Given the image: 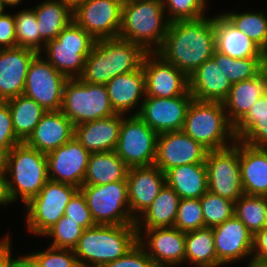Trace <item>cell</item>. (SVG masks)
Wrapping results in <instances>:
<instances>
[{
	"label": "cell",
	"instance_id": "cell-1",
	"mask_svg": "<svg viewBox=\"0 0 267 267\" xmlns=\"http://www.w3.org/2000/svg\"><path fill=\"white\" fill-rule=\"evenodd\" d=\"M215 45L214 17L169 23L163 45L156 52L188 77L212 58Z\"/></svg>",
	"mask_w": 267,
	"mask_h": 267
},
{
	"label": "cell",
	"instance_id": "cell-2",
	"mask_svg": "<svg viewBox=\"0 0 267 267\" xmlns=\"http://www.w3.org/2000/svg\"><path fill=\"white\" fill-rule=\"evenodd\" d=\"M146 54L140 45L119 37L96 40L79 79L106 85L118 75L139 69Z\"/></svg>",
	"mask_w": 267,
	"mask_h": 267
},
{
	"label": "cell",
	"instance_id": "cell-3",
	"mask_svg": "<svg viewBox=\"0 0 267 267\" xmlns=\"http://www.w3.org/2000/svg\"><path fill=\"white\" fill-rule=\"evenodd\" d=\"M137 242L135 224L95 225L84 229L73 251L79 265L103 267L124 256Z\"/></svg>",
	"mask_w": 267,
	"mask_h": 267
},
{
	"label": "cell",
	"instance_id": "cell-4",
	"mask_svg": "<svg viewBox=\"0 0 267 267\" xmlns=\"http://www.w3.org/2000/svg\"><path fill=\"white\" fill-rule=\"evenodd\" d=\"M169 23L161 0L123 2L118 37L140 45L147 53L157 52Z\"/></svg>",
	"mask_w": 267,
	"mask_h": 267
},
{
	"label": "cell",
	"instance_id": "cell-5",
	"mask_svg": "<svg viewBox=\"0 0 267 267\" xmlns=\"http://www.w3.org/2000/svg\"><path fill=\"white\" fill-rule=\"evenodd\" d=\"M6 175L12 202L25 206L49 180L47 156L21 142L9 151Z\"/></svg>",
	"mask_w": 267,
	"mask_h": 267
},
{
	"label": "cell",
	"instance_id": "cell-6",
	"mask_svg": "<svg viewBox=\"0 0 267 267\" xmlns=\"http://www.w3.org/2000/svg\"><path fill=\"white\" fill-rule=\"evenodd\" d=\"M183 131L208 151L230 147L237 140L222 102L193 99L186 113Z\"/></svg>",
	"mask_w": 267,
	"mask_h": 267
},
{
	"label": "cell",
	"instance_id": "cell-7",
	"mask_svg": "<svg viewBox=\"0 0 267 267\" xmlns=\"http://www.w3.org/2000/svg\"><path fill=\"white\" fill-rule=\"evenodd\" d=\"M95 41L72 20L39 54L68 79L79 78Z\"/></svg>",
	"mask_w": 267,
	"mask_h": 267
},
{
	"label": "cell",
	"instance_id": "cell-8",
	"mask_svg": "<svg viewBox=\"0 0 267 267\" xmlns=\"http://www.w3.org/2000/svg\"><path fill=\"white\" fill-rule=\"evenodd\" d=\"M61 111L74 127L116 114L105 85L89 84L79 78L64 83Z\"/></svg>",
	"mask_w": 267,
	"mask_h": 267
},
{
	"label": "cell",
	"instance_id": "cell-9",
	"mask_svg": "<svg viewBox=\"0 0 267 267\" xmlns=\"http://www.w3.org/2000/svg\"><path fill=\"white\" fill-rule=\"evenodd\" d=\"M91 217L96 225L135 224L130 213L127 181L105 185H82Z\"/></svg>",
	"mask_w": 267,
	"mask_h": 267
},
{
	"label": "cell",
	"instance_id": "cell-10",
	"mask_svg": "<svg viewBox=\"0 0 267 267\" xmlns=\"http://www.w3.org/2000/svg\"><path fill=\"white\" fill-rule=\"evenodd\" d=\"M79 188L48 180L24 207L25 225L31 235L42 236L64 216L67 204Z\"/></svg>",
	"mask_w": 267,
	"mask_h": 267
},
{
	"label": "cell",
	"instance_id": "cell-11",
	"mask_svg": "<svg viewBox=\"0 0 267 267\" xmlns=\"http://www.w3.org/2000/svg\"><path fill=\"white\" fill-rule=\"evenodd\" d=\"M157 138L158 133L138 115H123L114 151L128 168L153 166L157 155Z\"/></svg>",
	"mask_w": 267,
	"mask_h": 267
},
{
	"label": "cell",
	"instance_id": "cell-12",
	"mask_svg": "<svg viewBox=\"0 0 267 267\" xmlns=\"http://www.w3.org/2000/svg\"><path fill=\"white\" fill-rule=\"evenodd\" d=\"M208 190L233 202L244 195L239 163V140L230 147L208 151Z\"/></svg>",
	"mask_w": 267,
	"mask_h": 267
},
{
	"label": "cell",
	"instance_id": "cell-13",
	"mask_svg": "<svg viewBox=\"0 0 267 267\" xmlns=\"http://www.w3.org/2000/svg\"><path fill=\"white\" fill-rule=\"evenodd\" d=\"M68 78L38 54L28 68L23 94L46 111H60Z\"/></svg>",
	"mask_w": 267,
	"mask_h": 267
},
{
	"label": "cell",
	"instance_id": "cell-14",
	"mask_svg": "<svg viewBox=\"0 0 267 267\" xmlns=\"http://www.w3.org/2000/svg\"><path fill=\"white\" fill-rule=\"evenodd\" d=\"M123 0H84L73 10V20L95 40L120 34Z\"/></svg>",
	"mask_w": 267,
	"mask_h": 267
},
{
	"label": "cell",
	"instance_id": "cell-15",
	"mask_svg": "<svg viewBox=\"0 0 267 267\" xmlns=\"http://www.w3.org/2000/svg\"><path fill=\"white\" fill-rule=\"evenodd\" d=\"M145 96L172 98L189 91V77L156 52L144 56Z\"/></svg>",
	"mask_w": 267,
	"mask_h": 267
},
{
	"label": "cell",
	"instance_id": "cell-16",
	"mask_svg": "<svg viewBox=\"0 0 267 267\" xmlns=\"http://www.w3.org/2000/svg\"><path fill=\"white\" fill-rule=\"evenodd\" d=\"M192 100L190 91L172 98L145 96L138 116L158 134L181 131Z\"/></svg>",
	"mask_w": 267,
	"mask_h": 267
},
{
	"label": "cell",
	"instance_id": "cell-17",
	"mask_svg": "<svg viewBox=\"0 0 267 267\" xmlns=\"http://www.w3.org/2000/svg\"><path fill=\"white\" fill-rule=\"evenodd\" d=\"M90 155L91 153L73 136L64 145L46 154L49 180L80 189L86 175Z\"/></svg>",
	"mask_w": 267,
	"mask_h": 267
},
{
	"label": "cell",
	"instance_id": "cell-18",
	"mask_svg": "<svg viewBox=\"0 0 267 267\" xmlns=\"http://www.w3.org/2000/svg\"><path fill=\"white\" fill-rule=\"evenodd\" d=\"M208 150L183 130L158 134L155 166L163 173L186 164L205 163Z\"/></svg>",
	"mask_w": 267,
	"mask_h": 267
},
{
	"label": "cell",
	"instance_id": "cell-19",
	"mask_svg": "<svg viewBox=\"0 0 267 267\" xmlns=\"http://www.w3.org/2000/svg\"><path fill=\"white\" fill-rule=\"evenodd\" d=\"M138 243L158 267H176L185 263V232L175 227L144 229Z\"/></svg>",
	"mask_w": 267,
	"mask_h": 267
},
{
	"label": "cell",
	"instance_id": "cell-20",
	"mask_svg": "<svg viewBox=\"0 0 267 267\" xmlns=\"http://www.w3.org/2000/svg\"><path fill=\"white\" fill-rule=\"evenodd\" d=\"M212 229L217 259L225 267L239 261H252L254 235L235 215Z\"/></svg>",
	"mask_w": 267,
	"mask_h": 267
},
{
	"label": "cell",
	"instance_id": "cell-21",
	"mask_svg": "<svg viewBox=\"0 0 267 267\" xmlns=\"http://www.w3.org/2000/svg\"><path fill=\"white\" fill-rule=\"evenodd\" d=\"M232 84L222 70V53L215 50L189 76V91L194 100L222 102L227 98Z\"/></svg>",
	"mask_w": 267,
	"mask_h": 267
},
{
	"label": "cell",
	"instance_id": "cell-22",
	"mask_svg": "<svg viewBox=\"0 0 267 267\" xmlns=\"http://www.w3.org/2000/svg\"><path fill=\"white\" fill-rule=\"evenodd\" d=\"M131 216L136 220L154 201L166 184V176L157 166L132 167L127 171Z\"/></svg>",
	"mask_w": 267,
	"mask_h": 267
},
{
	"label": "cell",
	"instance_id": "cell-23",
	"mask_svg": "<svg viewBox=\"0 0 267 267\" xmlns=\"http://www.w3.org/2000/svg\"><path fill=\"white\" fill-rule=\"evenodd\" d=\"M37 55L17 46L0 49V101L23 94L28 68Z\"/></svg>",
	"mask_w": 267,
	"mask_h": 267
},
{
	"label": "cell",
	"instance_id": "cell-24",
	"mask_svg": "<svg viewBox=\"0 0 267 267\" xmlns=\"http://www.w3.org/2000/svg\"><path fill=\"white\" fill-rule=\"evenodd\" d=\"M105 86L116 113L138 115L146 95L145 75L142 66L135 71L116 76Z\"/></svg>",
	"mask_w": 267,
	"mask_h": 267
},
{
	"label": "cell",
	"instance_id": "cell-25",
	"mask_svg": "<svg viewBox=\"0 0 267 267\" xmlns=\"http://www.w3.org/2000/svg\"><path fill=\"white\" fill-rule=\"evenodd\" d=\"M74 136L73 123L60 111H47L25 141L39 152H49L64 145Z\"/></svg>",
	"mask_w": 267,
	"mask_h": 267
},
{
	"label": "cell",
	"instance_id": "cell-26",
	"mask_svg": "<svg viewBox=\"0 0 267 267\" xmlns=\"http://www.w3.org/2000/svg\"><path fill=\"white\" fill-rule=\"evenodd\" d=\"M123 114L85 122L74 127V136L90 153L114 151Z\"/></svg>",
	"mask_w": 267,
	"mask_h": 267
},
{
	"label": "cell",
	"instance_id": "cell-27",
	"mask_svg": "<svg viewBox=\"0 0 267 267\" xmlns=\"http://www.w3.org/2000/svg\"><path fill=\"white\" fill-rule=\"evenodd\" d=\"M213 16L217 51L234 59L267 57L255 42L238 30L221 12Z\"/></svg>",
	"mask_w": 267,
	"mask_h": 267
},
{
	"label": "cell",
	"instance_id": "cell-28",
	"mask_svg": "<svg viewBox=\"0 0 267 267\" xmlns=\"http://www.w3.org/2000/svg\"><path fill=\"white\" fill-rule=\"evenodd\" d=\"M239 163L244 194L267 197V148L239 141Z\"/></svg>",
	"mask_w": 267,
	"mask_h": 267
},
{
	"label": "cell",
	"instance_id": "cell-29",
	"mask_svg": "<svg viewBox=\"0 0 267 267\" xmlns=\"http://www.w3.org/2000/svg\"><path fill=\"white\" fill-rule=\"evenodd\" d=\"M266 92L267 67L253 79L232 84L227 98L223 101L230 123L235 126Z\"/></svg>",
	"mask_w": 267,
	"mask_h": 267
},
{
	"label": "cell",
	"instance_id": "cell-30",
	"mask_svg": "<svg viewBox=\"0 0 267 267\" xmlns=\"http://www.w3.org/2000/svg\"><path fill=\"white\" fill-rule=\"evenodd\" d=\"M179 201V195L165 184L151 205L136 219L137 234L149 228L174 227Z\"/></svg>",
	"mask_w": 267,
	"mask_h": 267
},
{
	"label": "cell",
	"instance_id": "cell-31",
	"mask_svg": "<svg viewBox=\"0 0 267 267\" xmlns=\"http://www.w3.org/2000/svg\"><path fill=\"white\" fill-rule=\"evenodd\" d=\"M166 184L180 199H198L208 191L205 163L186 164L173 167L166 173Z\"/></svg>",
	"mask_w": 267,
	"mask_h": 267
},
{
	"label": "cell",
	"instance_id": "cell-32",
	"mask_svg": "<svg viewBox=\"0 0 267 267\" xmlns=\"http://www.w3.org/2000/svg\"><path fill=\"white\" fill-rule=\"evenodd\" d=\"M31 8L37 17L42 51L45 43L55 39L73 20V10L60 0L40 1Z\"/></svg>",
	"mask_w": 267,
	"mask_h": 267
},
{
	"label": "cell",
	"instance_id": "cell-33",
	"mask_svg": "<svg viewBox=\"0 0 267 267\" xmlns=\"http://www.w3.org/2000/svg\"><path fill=\"white\" fill-rule=\"evenodd\" d=\"M128 167L115 151L91 153L83 185L127 181Z\"/></svg>",
	"mask_w": 267,
	"mask_h": 267
},
{
	"label": "cell",
	"instance_id": "cell-34",
	"mask_svg": "<svg viewBox=\"0 0 267 267\" xmlns=\"http://www.w3.org/2000/svg\"><path fill=\"white\" fill-rule=\"evenodd\" d=\"M185 263L195 267H224L216 256L212 228L185 232Z\"/></svg>",
	"mask_w": 267,
	"mask_h": 267
},
{
	"label": "cell",
	"instance_id": "cell-35",
	"mask_svg": "<svg viewBox=\"0 0 267 267\" xmlns=\"http://www.w3.org/2000/svg\"><path fill=\"white\" fill-rule=\"evenodd\" d=\"M6 101L11 112L14 133L21 142H25L47 111L24 94Z\"/></svg>",
	"mask_w": 267,
	"mask_h": 267
},
{
	"label": "cell",
	"instance_id": "cell-36",
	"mask_svg": "<svg viewBox=\"0 0 267 267\" xmlns=\"http://www.w3.org/2000/svg\"><path fill=\"white\" fill-rule=\"evenodd\" d=\"M261 11L247 10L241 13L230 10L221 13L267 54V13Z\"/></svg>",
	"mask_w": 267,
	"mask_h": 267
},
{
	"label": "cell",
	"instance_id": "cell-37",
	"mask_svg": "<svg viewBox=\"0 0 267 267\" xmlns=\"http://www.w3.org/2000/svg\"><path fill=\"white\" fill-rule=\"evenodd\" d=\"M234 215L255 235L267 225V197L242 195L235 202Z\"/></svg>",
	"mask_w": 267,
	"mask_h": 267
},
{
	"label": "cell",
	"instance_id": "cell-38",
	"mask_svg": "<svg viewBox=\"0 0 267 267\" xmlns=\"http://www.w3.org/2000/svg\"><path fill=\"white\" fill-rule=\"evenodd\" d=\"M16 13V14H15ZM14 13L16 46L41 52V36L35 11L25 8Z\"/></svg>",
	"mask_w": 267,
	"mask_h": 267
},
{
	"label": "cell",
	"instance_id": "cell-39",
	"mask_svg": "<svg viewBox=\"0 0 267 267\" xmlns=\"http://www.w3.org/2000/svg\"><path fill=\"white\" fill-rule=\"evenodd\" d=\"M267 67V57L234 59L222 54V70L231 84L253 79Z\"/></svg>",
	"mask_w": 267,
	"mask_h": 267
},
{
	"label": "cell",
	"instance_id": "cell-40",
	"mask_svg": "<svg viewBox=\"0 0 267 267\" xmlns=\"http://www.w3.org/2000/svg\"><path fill=\"white\" fill-rule=\"evenodd\" d=\"M235 138L247 145L267 148V114L244 116L234 126Z\"/></svg>",
	"mask_w": 267,
	"mask_h": 267
},
{
	"label": "cell",
	"instance_id": "cell-41",
	"mask_svg": "<svg viewBox=\"0 0 267 267\" xmlns=\"http://www.w3.org/2000/svg\"><path fill=\"white\" fill-rule=\"evenodd\" d=\"M205 227L213 228L234 216L235 202L207 191L200 197Z\"/></svg>",
	"mask_w": 267,
	"mask_h": 267
},
{
	"label": "cell",
	"instance_id": "cell-42",
	"mask_svg": "<svg viewBox=\"0 0 267 267\" xmlns=\"http://www.w3.org/2000/svg\"><path fill=\"white\" fill-rule=\"evenodd\" d=\"M83 231L84 228L77 222L69 220V217L63 216L42 237L52 238V241L48 244L51 247L73 250L78 244Z\"/></svg>",
	"mask_w": 267,
	"mask_h": 267
},
{
	"label": "cell",
	"instance_id": "cell-43",
	"mask_svg": "<svg viewBox=\"0 0 267 267\" xmlns=\"http://www.w3.org/2000/svg\"><path fill=\"white\" fill-rule=\"evenodd\" d=\"M169 22L206 16L207 0H161Z\"/></svg>",
	"mask_w": 267,
	"mask_h": 267
},
{
	"label": "cell",
	"instance_id": "cell-44",
	"mask_svg": "<svg viewBox=\"0 0 267 267\" xmlns=\"http://www.w3.org/2000/svg\"><path fill=\"white\" fill-rule=\"evenodd\" d=\"M174 227L182 232L205 227L200 198L180 199Z\"/></svg>",
	"mask_w": 267,
	"mask_h": 267
},
{
	"label": "cell",
	"instance_id": "cell-45",
	"mask_svg": "<svg viewBox=\"0 0 267 267\" xmlns=\"http://www.w3.org/2000/svg\"><path fill=\"white\" fill-rule=\"evenodd\" d=\"M38 267H78V261L72 249H62L48 246L38 251L30 252Z\"/></svg>",
	"mask_w": 267,
	"mask_h": 267
},
{
	"label": "cell",
	"instance_id": "cell-46",
	"mask_svg": "<svg viewBox=\"0 0 267 267\" xmlns=\"http://www.w3.org/2000/svg\"><path fill=\"white\" fill-rule=\"evenodd\" d=\"M64 216L69 217V220L77 222L84 229L96 225L91 217L87 200L80 189L73 195L70 202L67 204Z\"/></svg>",
	"mask_w": 267,
	"mask_h": 267
},
{
	"label": "cell",
	"instance_id": "cell-47",
	"mask_svg": "<svg viewBox=\"0 0 267 267\" xmlns=\"http://www.w3.org/2000/svg\"><path fill=\"white\" fill-rule=\"evenodd\" d=\"M103 267H158L137 242L124 256Z\"/></svg>",
	"mask_w": 267,
	"mask_h": 267
},
{
	"label": "cell",
	"instance_id": "cell-48",
	"mask_svg": "<svg viewBox=\"0 0 267 267\" xmlns=\"http://www.w3.org/2000/svg\"><path fill=\"white\" fill-rule=\"evenodd\" d=\"M21 143L14 133L12 116L7 101H0V149H12Z\"/></svg>",
	"mask_w": 267,
	"mask_h": 267
},
{
	"label": "cell",
	"instance_id": "cell-49",
	"mask_svg": "<svg viewBox=\"0 0 267 267\" xmlns=\"http://www.w3.org/2000/svg\"><path fill=\"white\" fill-rule=\"evenodd\" d=\"M16 47L14 14L5 10L0 14V48Z\"/></svg>",
	"mask_w": 267,
	"mask_h": 267
},
{
	"label": "cell",
	"instance_id": "cell-50",
	"mask_svg": "<svg viewBox=\"0 0 267 267\" xmlns=\"http://www.w3.org/2000/svg\"><path fill=\"white\" fill-rule=\"evenodd\" d=\"M252 261L267 263V225L253 237Z\"/></svg>",
	"mask_w": 267,
	"mask_h": 267
},
{
	"label": "cell",
	"instance_id": "cell-51",
	"mask_svg": "<svg viewBox=\"0 0 267 267\" xmlns=\"http://www.w3.org/2000/svg\"><path fill=\"white\" fill-rule=\"evenodd\" d=\"M11 242L12 240L8 234V267H38L36 261L30 253L19 257L17 256V258L13 256Z\"/></svg>",
	"mask_w": 267,
	"mask_h": 267
},
{
	"label": "cell",
	"instance_id": "cell-52",
	"mask_svg": "<svg viewBox=\"0 0 267 267\" xmlns=\"http://www.w3.org/2000/svg\"><path fill=\"white\" fill-rule=\"evenodd\" d=\"M14 204L10 197L9 189H8V182H7V175L0 174V206L4 205L9 206Z\"/></svg>",
	"mask_w": 267,
	"mask_h": 267
},
{
	"label": "cell",
	"instance_id": "cell-53",
	"mask_svg": "<svg viewBox=\"0 0 267 267\" xmlns=\"http://www.w3.org/2000/svg\"><path fill=\"white\" fill-rule=\"evenodd\" d=\"M267 114V92L263 94L245 116L265 115Z\"/></svg>",
	"mask_w": 267,
	"mask_h": 267
},
{
	"label": "cell",
	"instance_id": "cell-54",
	"mask_svg": "<svg viewBox=\"0 0 267 267\" xmlns=\"http://www.w3.org/2000/svg\"><path fill=\"white\" fill-rule=\"evenodd\" d=\"M3 237L0 239V267H8V233Z\"/></svg>",
	"mask_w": 267,
	"mask_h": 267
},
{
	"label": "cell",
	"instance_id": "cell-55",
	"mask_svg": "<svg viewBox=\"0 0 267 267\" xmlns=\"http://www.w3.org/2000/svg\"><path fill=\"white\" fill-rule=\"evenodd\" d=\"M11 149H0V174H6L9 151Z\"/></svg>",
	"mask_w": 267,
	"mask_h": 267
},
{
	"label": "cell",
	"instance_id": "cell-56",
	"mask_svg": "<svg viewBox=\"0 0 267 267\" xmlns=\"http://www.w3.org/2000/svg\"><path fill=\"white\" fill-rule=\"evenodd\" d=\"M23 0H0L4 9L19 6Z\"/></svg>",
	"mask_w": 267,
	"mask_h": 267
},
{
	"label": "cell",
	"instance_id": "cell-57",
	"mask_svg": "<svg viewBox=\"0 0 267 267\" xmlns=\"http://www.w3.org/2000/svg\"><path fill=\"white\" fill-rule=\"evenodd\" d=\"M69 6L72 10H74L79 4H81L84 0H60Z\"/></svg>",
	"mask_w": 267,
	"mask_h": 267
},
{
	"label": "cell",
	"instance_id": "cell-58",
	"mask_svg": "<svg viewBox=\"0 0 267 267\" xmlns=\"http://www.w3.org/2000/svg\"><path fill=\"white\" fill-rule=\"evenodd\" d=\"M246 267H267V263L248 262Z\"/></svg>",
	"mask_w": 267,
	"mask_h": 267
},
{
	"label": "cell",
	"instance_id": "cell-59",
	"mask_svg": "<svg viewBox=\"0 0 267 267\" xmlns=\"http://www.w3.org/2000/svg\"><path fill=\"white\" fill-rule=\"evenodd\" d=\"M5 9L2 7L1 2H0V14L4 11Z\"/></svg>",
	"mask_w": 267,
	"mask_h": 267
},
{
	"label": "cell",
	"instance_id": "cell-60",
	"mask_svg": "<svg viewBox=\"0 0 267 267\" xmlns=\"http://www.w3.org/2000/svg\"><path fill=\"white\" fill-rule=\"evenodd\" d=\"M128 1H135V0H123V2H128Z\"/></svg>",
	"mask_w": 267,
	"mask_h": 267
}]
</instances>
